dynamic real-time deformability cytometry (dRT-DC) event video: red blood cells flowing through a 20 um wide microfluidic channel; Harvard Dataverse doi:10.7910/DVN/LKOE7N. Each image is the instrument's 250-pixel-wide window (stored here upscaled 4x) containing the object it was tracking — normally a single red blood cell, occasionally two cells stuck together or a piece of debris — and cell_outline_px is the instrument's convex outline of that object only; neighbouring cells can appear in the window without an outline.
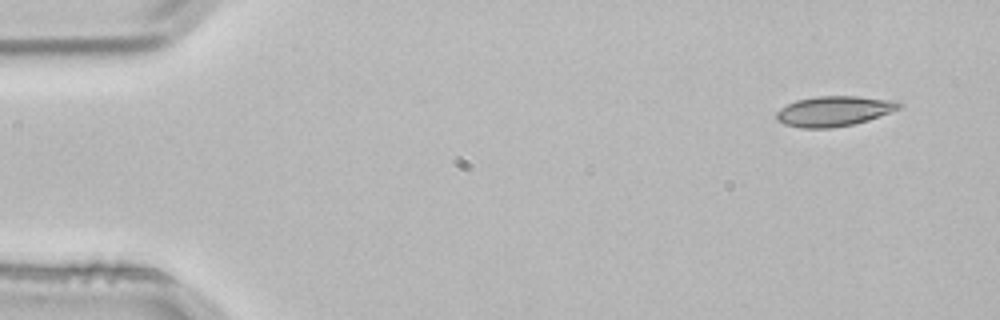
{"species": "common noctule bat (a hibernating species)", "species_latin": "Nyctalus noctula", "temperature_condition": "room temperature", "stored_images_in_passage": 4, "segment_of_instrument_passage": [2, 2], "camera_frame_rate_fps": 3000, "um_per_image_px": 0.085, "animal": {"sex": "male", "body_mass_g": 21.5, "forearm_length_mm": 52.0}, "frame": {"image": 1, "passage_image": 4, "time_ms": 1.0, "image_size_px": [1000, 320], "cell_outline_px": [[904, 104], [900, 108], [868, 120], [852, 124], [832, 128], [800, 128], [784, 124], [776, 120], [776, 112], [780, 108], [796, 100], [816, 96], [860, 96], [896, 100]], "centroid_in_image_um": [70.89, 9.44], "position_along_channel_um": 14.1, "area_um2": 21.68}}